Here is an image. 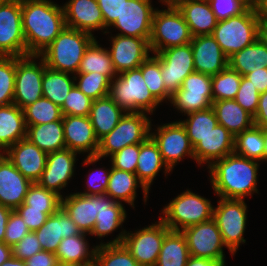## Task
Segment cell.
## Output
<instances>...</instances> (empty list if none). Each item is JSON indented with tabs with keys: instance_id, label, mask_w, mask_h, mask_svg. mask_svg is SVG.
Here are the masks:
<instances>
[{
	"instance_id": "1",
	"label": "cell",
	"mask_w": 267,
	"mask_h": 266,
	"mask_svg": "<svg viewBox=\"0 0 267 266\" xmlns=\"http://www.w3.org/2000/svg\"><path fill=\"white\" fill-rule=\"evenodd\" d=\"M65 27L63 6L51 0H22L26 55H40Z\"/></svg>"
},
{
	"instance_id": "2",
	"label": "cell",
	"mask_w": 267,
	"mask_h": 266,
	"mask_svg": "<svg viewBox=\"0 0 267 266\" xmlns=\"http://www.w3.org/2000/svg\"><path fill=\"white\" fill-rule=\"evenodd\" d=\"M258 162L236 153L216 160L208 168L214 193L225 199H244L258 193Z\"/></svg>"
},
{
	"instance_id": "3",
	"label": "cell",
	"mask_w": 267,
	"mask_h": 266,
	"mask_svg": "<svg viewBox=\"0 0 267 266\" xmlns=\"http://www.w3.org/2000/svg\"><path fill=\"white\" fill-rule=\"evenodd\" d=\"M94 40L95 37L87 32L65 27L40 57L47 67L73 76L77 74L85 50Z\"/></svg>"
},
{
	"instance_id": "4",
	"label": "cell",
	"mask_w": 267,
	"mask_h": 266,
	"mask_svg": "<svg viewBox=\"0 0 267 266\" xmlns=\"http://www.w3.org/2000/svg\"><path fill=\"white\" fill-rule=\"evenodd\" d=\"M151 121L144 112H126L117 126L99 140L95 157H86L83 164L90 165L132 144H140L150 136Z\"/></svg>"
},
{
	"instance_id": "5",
	"label": "cell",
	"mask_w": 267,
	"mask_h": 266,
	"mask_svg": "<svg viewBox=\"0 0 267 266\" xmlns=\"http://www.w3.org/2000/svg\"><path fill=\"white\" fill-rule=\"evenodd\" d=\"M109 96L125 112L152 115L160 104L150 93L139 67L117 74L110 83Z\"/></svg>"
},
{
	"instance_id": "6",
	"label": "cell",
	"mask_w": 267,
	"mask_h": 266,
	"mask_svg": "<svg viewBox=\"0 0 267 266\" xmlns=\"http://www.w3.org/2000/svg\"><path fill=\"white\" fill-rule=\"evenodd\" d=\"M260 18L253 6L244 13L218 21L212 36L229 58L258 39Z\"/></svg>"
},
{
	"instance_id": "7",
	"label": "cell",
	"mask_w": 267,
	"mask_h": 266,
	"mask_svg": "<svg viewBox=\"0 0 267 266\" xmlns=\"http://www.w3.org/2000/svg\"><path fill=\"white\" fill-rule=\"evenodd\" d=\"M167 9L156 8L151 25L149 45L153 54L169 47L183 46L192 41V34L182 13L174 4Z\"/></svg>"
},
{
	"instance_id": "8",
	"label": "cell",
	"mask_w": 267,
	"mask_h": 266,
	"mask_svg": "<svg viewBox=\"0 0 267 266\" xmlns=\"http://www.w3.org/2000/svg\"><path fill=\"white\" fill-rule=\"evenodd\" d=\"M213 205L208 199L186 190L164 207L160 219L173 231L208 221L213 218Z\"/></svg>"
},
{
	"instance_id": "9",
	"label": "cell",
	"mask_w": 267,
	"mask_h": 266,
	"mask_svg": "<svg viewBox=\"0 0 267 266\" xmlns=\"http://www.w3.org/2000/svg\"><path fill=\"white\" fill-rule=\"evenodd\" d=\"M155 223L134 233L122 230L115 239L105 244L123 243L141 266H155L164 237L170 231L160 218Z\"/></svg>"
},
{
	"instance_id": "10",
	"label": "cell",
	"mask_w": 267,
	"mask_h": 266,
	"mask_svg": "<svg viewBox=\"0 0 267 266\" xmlns=\"http://www.w3.org/2000/svg\"><path fill=\"white\" fill-rule=\"evenodd\" d=\"M244 200L220 198L218 206L213 209V219L219 228L226 248L233 256L240 244L246 242L243 235L248 211Z\"/></svg>"
},
{
	"instance_id": "11",
	"label": "cell",
	"mask_w": 267,
	"mask_h": 266,
	"mask_svg": "<svg viewBox=\"0 0 267 266\" xmlns=\"http://www.w3.org/2000/svg\"><path fill=\"white\" fill-rule=\"evenodd\" d=\"M40 55L16 57V76L13 103L22 110L40 99L45 61ZM35 59L40 61L37 63Z\"/></svg>"
},
{
	"instance_id": "12",
	"label": "cell",
	"mask_w": 267,
	"mask_h": 266,
	"mask_svg": "<svg viewBox=\"0 0 267 266\" xmlns=\"http://www.w3.org/2000/svg\"><path fill=\"white\" fill-rule=\"evenodd\" d=\"M0 56H26L22 0L0 1Z\"/></svg>"
},
{
	"instance_id": "13",
	"label": "cell",
	"mask_w": 267,
	"mask_h": 266,
	"mask_svg": "<svg viewBox=\"0 0 267 266\" xmlns=\"http://www.w3.org/2000/svg\"><path fill=\"white\" fill-rule=\"evenodd\" d=\"M212 102L211 76L196 71L184 79L170 99V103L184 115L208 109Z\"/></svg>"
},
{
	"instance_id": "14",
	"label": "cell",
	"mask_w": 267,
	"mask_h": 266,
	"mask_svg": "<svg viewBox=\"0 0 267 266\" xmlns=\"http://www.w3.org/2000/svg\"><path fill=\"white\" fill-rule=\"evenodd\" d=\"M181 232L186 238L190 256L225 262L223 247L226 245L213 218L186 227Z\"/></svg>"
},
{
	"instance_id": "15",
	"label": "cell",
	"mask_w": 267,
	"mask_h": 266,
	"mask_svg": "<svg viewBox=\"0 0 267 266\" xmlns=\"http://www.w3.org/2000/svg\"><path fill=\"white\" fill-rule=\"evenodd\" d=\"M155 55L161 62V75L167 92L172 96L184 79L195 71L191 44L173 46Z\"/></svg>"
},
{
	"instance_id": "16",
	"label": "cell",
	"mask_w": 267,
	"mask_h": 266,
	"mask_svg": "<svg viewBox=\"0 0 267 266\" xmlns=\"http://www.w3.org/2000/svg\"><path fill=\"white\" fill-rule=\"evenodd\" d=\"M155 131L157 132H150V136L157 143L162 159L171 171L185 156L194 159V149L179 121L160 125Z\"/></svg>"
},
{
	"instance_id": "17",
	"label": "cell",
	"mask_w": 267,
	"mask_h": 266,
	"mask_svg": "<svg viewBox=\"0 0 267 266\" xmlns=\"http://www.w3.org/2000/svg\"><path fill=\"white\" fill-rule=\"evenodd\" d=\"M155 10L151 0L124 1L121 15L110 27L118 29V35L145 38L149 41Z\"/></svg>"
},
{
	"instance_id": "18",
	"label": "cell",
	"mask_w": 267,
	"mask_h": 266,
	"mask_svg": "<svg viewBox=\"0 0 267 266\" xmlns=\"http://www.w3.org/2000/svg\"><path fill=\"white\" fill-rule=\"evenodd\" d=\"M110 57L117 74L138 68L150 55L149 41L145 38L111 36Z\"/></svg>"
},
{
	"instance_id": "19",
	"label": "cell",
	"mask_w": 267,
	"mask_h": 266,
	"mask_svg": "<svg viewBox=\"0 0 267 266\" xmlns=\"http://www.w3.org/2000/svg\"><path fill=\"white\" fill-rule=\"evenodd\" d=\"M77 154L68 148L48 153L46 167L37 183L62 198L64 195H61L60 190L68 185L74 175Z\"/></svg>"
},
{
	"instance_id": "20",
	"label": "cell",
	"mask_w": 267,
	"mask_h": 266,
	"mask_svg": "<svg viewBox=\"0 0 267 266\" xmlns=\"http://www.w3.org/2000/svg\"><path fill=\"white\" fill-rule=\"evenodd\" d=\"M4 154L25 178L32 183L40 180L48 153L25 138L10 146Z\"/></svg>"
},
{
	"instance_id": "21",
	"label": "cell",
	"mask_w": 267,
	"mask_h": 266,
	"mask_svg": "<svg viewBox=\"0 0 267 266\" xmlns=\"http://www.w3.org/2000/svg\"><path fill=\"white\" fill-rule=\"evenodd\" d=\"M62 123L66 148L78 154L87 152L88 157H95L99 140L89 116H63Z\"/></svg>"
},
{
	"instance_id": "22",
	"label": "cell",
	"mask_w": 267,
	"mask_h": 266,
	"mask_svg": "<svg viewBox=\"0 0 267 266\" xmlns=\"http://www.w3.org/2000/svg\"><path fill=\"white\" fill-rule=\"evenodd\" d=\"M32 182L25 178L7 158L0 153V204L15 210L24 203Z\"/></svg>"
},
{
	"instance_id": "23",
	"label": "cell",
	"mask_w": 267,
	"mask_h": 266,
	"mask_svg": "<svg viewBox=\"0 0 267 266\" xmlns=\"http://www.w3.org/2000/svg\"><path fill=\"white\" fill-rule=\"evenodd\" d=\"M190 44L196 72L213 76L228 67V57L211 34L193 37Z\"/></svg>"
},
{
	"instance_id": "24",
	"label": "cell",
	"mask_w": 267,
	"mask_h": 266,
	"mask_svg": "<svg viewBox=\"0 0 267 266\" xmlns=\"http://www.w3.org/2000/svg\"><path fill=\"white\" fill-rule=\"evenodd\" d=\"M66 27L87 32L104 30V18L96 0H69L63 5Z\"/></svg>"
},
{
	"instance_id": "25",
	"label": "cell",
	"mask_w": 267,
	"mask_h": 266,
	"mask_svg": "<svg viewBox=\"0 0 267 266\" xmlns=\"http://www.w3.org/2000/svg\"><path fill=\"white\" fill-rule=\"evenodd\" d=\"M233 136L224 126L217 124L193 148L194 160L200 165L207 163L208 168L216 161L234 153Z\"/></svg>"
},
{
	"instance_id": "26",
	"label": "cell",
	"mask_w": 267,
	"mask_h": 266,
	"mask_svg": "<svg viewBox=\"0 0 267 266\" xmlns=\"http://www.w3.org/2000/svg\"><path fill=\"white\" fill-rule=\"evenodd\" d=\"M43 251L55 253L62 239L79 235L81 231L61 207L34 231Z\"/></svg>"
},
{
	"instance_id": "27",
	"label": "cell",
	"mask_w": 267,
	"mask_h": 266,
	"mask_svg": "<svg viewBox=\"0 0 267 266\" xmlns=\"http://www.w3.org/2000/svg\"><path fill=\"white\" fill-rule=\"evenodd\" d=\"M61 207L82 233L91 234L100 210V195L71 193L61 198Z\"/></svg>"
},
{
	"instance_id": "28",
	"label": "cell",
	"mask_w": 267,
	"mask_h": 266,
	"mask_svg": "<svg viewBox=\"0 0 267 266\" xmlns=\"http://www.w3.org/2000/svg\"><path fill=\"white\" fill-rule=\"evenodd\" d=\"M173 4L182 13L193 37L212 34L218 21L208 0H176Z\"/></svg>"
},
{
	"instance_id": "29",
	"label": "cell",
	"mask_w": 267,
	"mask_h": 266,
	"mask_svg": "<svg viewBox=\"0 0 267 266\" xmlns=\"http://www.w3.org/2000/svg\"><path fill=\"white\" fill-rule=\"evenodd\" d=\"M162 167L165 169V175L171 172L162 159L157 143L149 136L144 142L140 143V152L135 173L138 180L148 191Z\"/></svg>"
},
{
	"instance_id": "30",
	"label": "cell",
	"mask_w": 267,
	"mask_h": 266,
	"mask_svg": "<svg viewBox=\"0 0 267 266\" xmlns=\"http://www.w3.org/2000/svg\"><path fill=\"white\" fill-rule=\"evenodd\" d=\"M26 131L24 111L20 107L14 103L0 106V153L25 139Z\"/></svg>"
},
{
	"instance_id": "31",
	"label": "cell",
	"mask_w": 267,
	"mask_h": 266,
	"mask_svg": "<svg viewBox=\"0 0 267 266\" xmlns=\"http://www.w3.org/2000/svg\"><path fill=\"white\" fill-rule=\"evenodd\" d=\"M125 113L110 96L94 100L91 105L89 118L97 139L100 140L109 134L117 126Z\"/></svg>"
},
{
	"instance_id": "32",
	"label": "cell",
	"mask_w": 267,
	"mask_h": 266,
	"mask_svg": "<svg viewBox=\"0 0 267 266\" xmlns=\"http://www.w3.org/2000/svg\"><path fill=\"white\" fill-rule=\"evenodd\" d=\"M212 108L216 114L218 124L224 126L233 136L254 125L253 116L234 99L213 101Z\"/></svg>"
},
{
	"instance_id": "33",
	"label": "cell",
	"mask_w": 267,
	"mask_h": 266,
	"mask_svg": "<svg viewBox=\"0 0 267 266\" xmlns=\"http://www.w3.org/2000/svg\"><path fill=\"white\" fill-rule=\"evenodd\" d=\"M142 187L144 193V202L146 203L149 191L138 180L137 175L111 167L109 182L106 189V195L111 197L115 202L124 201L131 207H134L136 198V189ZM120 200V201H119Z\"/></svg>"
},
{
	"instance_id": "34",
	"label": "cell",
	"mask_w": 267,
	"mask_h": 266,
	"mask_svg": "<svg viewBox=\"0 0 267 266\" xmlns=\"http://www.w3.org/2000/svg\"><path fill=\"white\" fill-rule=\"evenodd\" d=\"M26 138L46 153L66 148L62 121L26 125Z\"/></svg>"
},
{
	"instance_id": "35",
	"label": "cell",
	"mask_w": 267,
	"mask_h": 266,
	"mask_svg": "<svg viewBox=\"0 0 267 266\" xmlns=\"http://www.w3.org/2000/svg\"><path fill=\"white\" fill-rule=\"evenodd\" d=\"M126 217V210L122 203L115 202L106 194L100 195V210L90 235L105 237L122 226Z\"/></svg>"
},
{
	"instance_id": "36",
	"label": "cell",
	"mask_w": 267,
	"mask_h": 266,
	"mask_svg": "<svg viewBox=\"0 0 267 266\" xmlns=\"http://www.w3.org/2000/svg\"><path fill=\"white\" fill-rule=\"evenodd\" d=\"M228 66L241 76L267 68V47L258 38L249 46L229 57Z\"/></svg>"
},
{
	"instance_id": "37",
	"label": "cell",
	"mask_w": 267,
	"mask_h": 266,
	"mask_svg": "<svg viewBox=\"0 0 267 266\" xmlns=\"http://www.w3.org/2000/svg\"><path fill=\"white\" fill-rule=\"evenodd\" d=\"M86 233L64 238L60 242L55 255L60 263H77L93 265L97 245L89 250Z\"/></svg>"
},
{
	"instance_id": "38",
	"label": "cell",
	"mask_w": 267,
	"mask_h": 266,
	"mask_svg": "<svg viewBox=\"0 0 267 266\" xmlns=\"http://www.w3.org/2000/svg\"><path fill=\"white\" fill-rule=\"evenodd\" d=\"M189 257L184 234L170 230L164 237L155 266H186Z\"/></svg>"
},
{
	"instance_id": "39",
	"label": "cell",
	"mask_w": 267,
	"mask_h": 266,
	"mask_svg": "<svg viewBox=\"0 0 267 266\" xmlns=\"http://www.w3.org/2000/svg\"><path fill=\"white\" fill-rule=\"evenodd\" d=\"M70 73L53 70L46 66L42 78L43 97L62 106L69 91L75 85V78Z\"/></svg>"
},
{
	"instance_id": "40",
	"label": "cell",
	"mask_w": 267,
	"mask_h": 266,
	"mask_svg": "<svg viewBox=\"0 0 267 266\" xmlns=\"http://www.w3.org/2000/svg\"><path fill=\"white\" fill-rule=\"evenodd\" d=\"M97 72L105 75L112 81L117 73L114 70L110 53L106 48H102L95 39L85 50L77 73Z\"/></svg>"
},
{
	"instance_id": "41",
	"label": "cell",
	"mask_w": 267,
	"mask_h": 266,
	"mask_svg": "<svg viewBox=\"0 0 267 266\" xmlns=\"http://www.w3.org/2000/svg\"><path fill=\"white\" fill-rule=\"evenodd\" d=\"M186 120H179L186 130L190 143L194 148L218 124L212 107L187 114Z\"/></svg>"
},
{
	"instance_id": "42",
	"label": "cell",
	"mask_w": 267,
	"mask_h": 266,
	"mask_svg": "<svg viewBox=\"0 0 267 266\" xmlns=\"http://www.w3.org/2000/svg\"><path fill=\"white\" fill-rule=\"evenodd\" d=\"M234 153L256 161H264L262 128L253 125L251 128L237 134L234 140Z\"/></svg>"
},
{
	"instance_id": "43",
	"label": "cell",
	"mask_w": 267,
	"mask_h": 266,
	"mask_svg": "<svg viewBox=\"0 0 267 266\" xmlns=\"http://www.w3.org/2000/svg\"><path fill=\"white\" fill-rule=\"evenodd\" d=\"M95 266H141L130 251L121 244L97 245L94 259Z\"/></svg>"
},
{
	"instance_id": "44",
	"label": "cell",
	"mask_w": 267,
	"mask_h": 266,
	"mask_svg": "<svg viewBox=\"0 0 267 266\" xmlns=\"http://www.w3.org/2000/svg\"><path fill=\"white\" fill-rule=\"evenodd\" d=\"M142 77L153 97L159 102L165 99L170 101L171 95L167 92L161 75L160 59L154 54L149 56L140 66Z\"/></svg>"
},
{
	"instance_id": "45",
	"label": "cell",
	"mask_w": 267,
	"mask_h": 266,
	"mask_svg": "<svg viewBox=\"0 0 267 266\" xmlns=\"http://www.w3.org/2000/svg\"><path fill=\"white\" fill-rule=\"evenodd\" d=\"M26 125H40L44 123L62 121L61 107L45 97H41L24 109Z\"/></svg>"
},
{
	"instance_id": "46",
	"label": "cell",
	"mask_w": 267,
	"mask_h": 266,
	"mask_svg": "<svg viewBox=\"0 0 267 266\" xmlns=\"http://www.w3.org/2000/svg\"><path fill=\"white\" fill-rule=\"evenodd\" d=\"M22 205H29V209L42 210L50 216L61 208V197L38 183H32Z\"/></svg>"
},
{
	"instance_id": "47",
	"label": "cell",
	"mask_w": 267,
	"mask_h": 266,
	"mask_svg": "<svg viewBox=\"0 0 267 266\" xmlns=\"http://www.w3.org/2000/svg\"><path fill=\"white\" fill-rule=\"evenodd\" d=\"M242 76L229 66L211 76L213 101L235 99Z\"/></svg>"
},
{
	"instance_id": "48",
	"label": "cell",
	"mask_w": 267,
	"mask_h": 266,
	"mask_svg": "<svg viewBox=\"0 0 267 266\" xmlns=\"http://www.w3.org/2000/svg\"><path fill=\"white\" fill-rule=\"evenodd\" d=\"M76 75L74 76L75 85L93 101L109 96L111 81L105 75L97 72L77 73Z\"/></svg>"
},
{
	"instance_id": "49",
	"label": "cell",
	"mask_w": 267,
	"mask_h": 266,
	"mask_svg": "<svg viewBox=\"0 0 267 266\" xmlns=\"http://www.w3.org/2000/svg\"><path fill=\"white\" fill-rule=\"evenodd\" d=\"M16 56H0V106L13 103Z\"/></svg>"
},
{
	"instance_id": "50",
	"label": "cell",
	"mask_w": 267,
	"mask_h": 266,
	"mask_svg": "<svg viewBox=\"0 0 267 266\" xmlns=\"http://www.w3.org/2000/svg\"><path fill=\"white\" fill-rule=\"evenodd\" d=\"M92 102V99L74 85L61 106L62 114L63 116H89Z\"/></svg>"
},
{
	"instance_id": "51",
	"label": "cell",
	"mask_w": 267,
	"mask_h": 266,
	"mask_svg": "<svg viewBox=\"0 0 267 266\" xmlns=\"http://www.w3.org/2000/svg\"><path fill=\"white\" fill-rule=\"evenodd\" d=\"M140 144H132L110 156L111 167L126 172L136 173Z\"/></svg>"
},
{
	"instance_id": "52",
	"label": "cell",
	"mask_w": 267,
	"mask_h": 266,
	"mask_svg": "<svg viewBox=\"0 0 267 266\" xmlns=\"http://www.w3.org/2000/svg\"><path fill=\"white\" fill-rule=\"evenodd\" d=\"M217 21L244 13L250 5L245 0H208Z\"/></svg>"
},
{
	"instance_id": "53",
	"label": "cell",
	"mask_w": 267,
	"mask_h": 266,
	"mask_svg": "<svg viewBox=\"0 0 267 266\" xmlns=\"http://www.w3.org/2000/svg\"><path fill=\"white\" fill-rule=\"evenodd\" d=\"M260 93L247 78L242 76L235 101L253 117L258 108Z\"/></svg>"
},
{
	"instance_id": "54",
	"label": "cell",
	"mask_w": 267,
	"mask_h": 266,
	"mask_svg": "<svg viewBox=\"0 0 267 266\" xmlns=\"http://www.w3.org/2000/svg\"><path fill=\"white\" fill-rule=\"evenodd\" d=\"M30 230L28 229L23 218L15 210H12L6 225L4 242L13 247L18 243Z\"/></svg>"
},
{
	"instance_id": "55",
	"label": "cell",
	"mask_w": 267,
	"mask_h": 266,
	"mask_svg": "<svg viewBox=\"0 0 267 266\" xmlns=\"http://www.w3.org/2000/svg\"><path fill=\"white\" fill-rule=\"evenodd\" d=\"M41 251L42 247L35 232L30 231L12 247V256L22 261H26Z\"/></svg>"
},
{
	"instance_id": "56",
	"label": "cell",
	"mask_w": 267,
	"mask_h": 266,
	"mask_svg": "<svg viewBox=\"0 0 267 266\" xmlns=\"http://www.w3.org/2000/svg\"><path fill=\"white\" fill-rule=\"evenodd\" d=\"M102 169V170H101ZM98 170V172H96ZM95 172L89 174V178L87 180V191L85 192H77L79 194H84V195H104L106 194V189L108 186L109 182V176L111 173V168L106 170L103 168L97 169ZM108 171V172H107Z\"/></svg>"
},
{
	"instance_id": "57",
	"label": "cell",
	"mask_w": 267,
	"mask_h": 266,
	"mask_svg": "<svg viewBox=\"0 0 267 266\" xmlns=\"http://www.w3.org/2000/svg\"><path fill=\"white\" fill-rule=\"evenodd\" d=\"M15 211L20 214L30 231L38 230L49 217L42 210L29 209V205H20Z\"/></svg>"
},
{
	"instance_id": "58",
	"label": "cell",
	"mask_w": 267,
	"mask_h": 266,
	"mask_svg": "<svg viewBox=\"0 0 267 266\" xmlns=\"http://www.w3.org/2000/svg\"><path fill=\"white\" fill-rule=\"evenodd\" d=\"M104 18V29H108L121 15L124 1L127 0H96Z\"/></svg>"
},
{
	"instance_id": "59",
	"label": "cell",
	"mask_w": 267,
	"mask_h": 266,
	"mask_svg": "<svg viewBox=\"0 0 267 266\" xmlns=\"http://www.w3.org/2000/svg\"><path fill=\"white\" fill-rule=\"evenodd\" d=\"M27 266H57V256L53 252L41 251L25 261Z\"/></svg>"
},
{
	"instance_id": "60",
	"label": "cell",
	"mask_w": 267,
	"mask_h": 266,
	"mask_svg": "<svg viewBox=\"0 0 267 266\" xmlns=\"http://www.w3.org/2000/svg\"><path fill=\"white\" fill-rule=\"evenodd\" d=\"M257 89L259 93L267 91V68H262L244 76Z\"/></svg>"
},
{
	"instance_id": "61",
	"label": "cell",
	"mask_w": 267,
	"mask_h": 266,
	"mask_svg": "<svg viewBox=\"0 0 267 266\" xmlns=\"http://www.w3.org/2000/svg\"><path fill=\"white\" fill-rule=\"evenodd\" d=\"M254 125L267 128V91L260 93L258 108L253 117Z\"/></svg>"
},
{
	"instance_id": "62",
	"label": "cell",
	"mask_w": 267,
	"mask_h": 266,
	"mask_svg": "<svg viewBox=\"0 0 267 266\" xmlns=\"http://www.w3.org/2000/svg\"><path fill=\"white\" fill-rule=\"evenodd\" d=\"M186 266H226L225 262L190 256Z\"/></svg>"
},
{
	"instance_id": "63",
	"label": "cell",
	"mask_w": 267,
	"mask_h": 266,
	"mask_svg": "<svg viewBox=\"0 0 267 266\" xmlns=\"http://www.w3.org/2000/svg\"><path fill=\"white\" fill-rule=\"evenodd\" d=\"M12 210L0 204V242H4L6 225Z\"/></svg>"
},
{
	"instance_id": "64",
	"label": "cell",
	"mask_w": 267,
	"mask_h": 266,
	"mask_svg": "<svg viewBox=\"0 0 267 266\" xmlns=\"http://www.w3.org/2000/svg\"><path fill=\"white\" fill-rule=\"evenodd\" d=\"M253 7L260 19L267 20V0H257Z\"/></svg>"
},
{
	"instance_id": "65",
	"label": "cell",
	"mask_w": 267,
	"mask_h": 266,
	"mask_svg": "<svg viewBox=\"0 0 267 266\" xmlns=\"http://www.w3.org/2000/svg\"><path fill=\"white\" fill-rule=\"evenodd\" d=\"M12 256V247L0 242V266Z\"/></svg>"
},
{
	"instance_id": "66",
	"label": "cell",
	"mask_w": 267,
	"mask_h": 266,
	"mask_svg": "<svg viewBox=\"0 0 267 266\" xmlns=\"http://www.w3.org/2000/svg\"><path fill=\"white\" fill-rule=\"evenodd\" d=\"M258 38L267 47V20L260 19Z\"/></svg>"
},
{
	"instance_id": "67",
	"label": "cell",
	"mask_w": 267,
	"mask_h": 266,
	"mask_svg": "<svg viewBox=\"0 0 267 266\" xmlns=\"http://www.w3.org/2000/svg\"><path fill=\"white\" fill-rule=\"evenodd\" d=\"M1 266H27L25 261L17 259L11 256L8 260H6Z\"/></svg>"
},
{
	"instance_id": "68",
	"label": "cell",
	"mask_w": 267,
	"mask_h": 266,
	"mask_svg": "<svg viewBox=\"0 0 267 266\" xmlns=\"http://www.w3.org/2000/svg\"><path fill=\"white\" fill-rule=\"evenodd\" d=\"M262 134L264 137V161L267 160V128H262Z\"/></svg>"
},
{
	"instance_id": "69",
	"label": "cell",
	"mask_w": 267,
	"mask_h": 266,
	"mask_svg": "<svg viewBox=\"0 0 267 266\" xmlns=\"http://www.w3.org/2000/svg\"><path fill=\"white\" fill-rule=\"evenodd\" d=\"M57 266H86V265L77 264V263H60V262H58Z\"/></svg>"
},
{
	"instance_id": "70",
	"label": "cell",
	"mask_w": 267,
	"mask_h": 266,
	"mask_svg": "<svg viewBox=\"0 0 267 266\" xmlns=\"http://www.w3.org/2000/svg\"><path fill=\"white\" fill-rule=\"evenodd\" d=\"M176 0H160V2L166 4H173Z\"/></svg>"
},
{
	"instance_id": "71",
	"label": "cell",
	"mask_w": 267,
	"mask_h": 266,
	"mask_svg": "<svg viewBox=\"0 0 267 266\" xmlns=\"http://www.w3.org/2000/svg\"><path fill=\"white\" fill-rule=\"evenodd\" d=\"M250 6H254L257 0H245Z\"/></svg>"
}]
</instances>
